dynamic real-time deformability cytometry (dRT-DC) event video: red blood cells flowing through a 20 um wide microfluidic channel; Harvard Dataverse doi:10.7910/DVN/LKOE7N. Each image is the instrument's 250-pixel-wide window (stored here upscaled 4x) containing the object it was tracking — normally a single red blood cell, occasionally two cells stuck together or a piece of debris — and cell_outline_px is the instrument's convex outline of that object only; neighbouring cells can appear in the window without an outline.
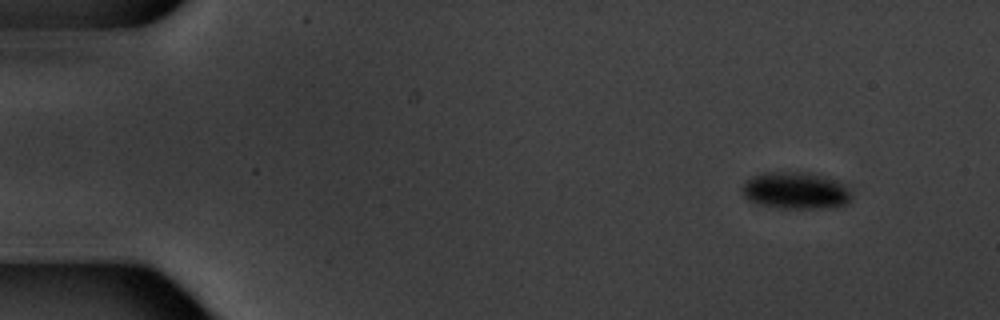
{"species": "common noctule bat (a hibernating species)", "species_latin": "Nyctalus noctula", "temperature_condition": "warm", "stored_images_in_passage": 7, "camera_frame_rate_fps": 3000, "um_per_image_px": 0.085, "animal": {"sex": "male", "body_mass_g": 20.1, "forearm_length_mm": 53.5}, "frame": {"image": 1, "passage_image": 2, "time_ms": 1.333, "image_size_px": [1000, 320], "cell_outline_px": [[852, 200], [848, 204], [836, 208], [772, 208], [756, 204], [748, 200], [744, 196], [740, 188], [752, 176], [764, 172], [808, 172], [836, 180], [848, 188], [852, 192]], "centroid_in_image_um": [67.64, 16.22], "position_along_channel_um": 17.4, "area_um2": 24.04}}
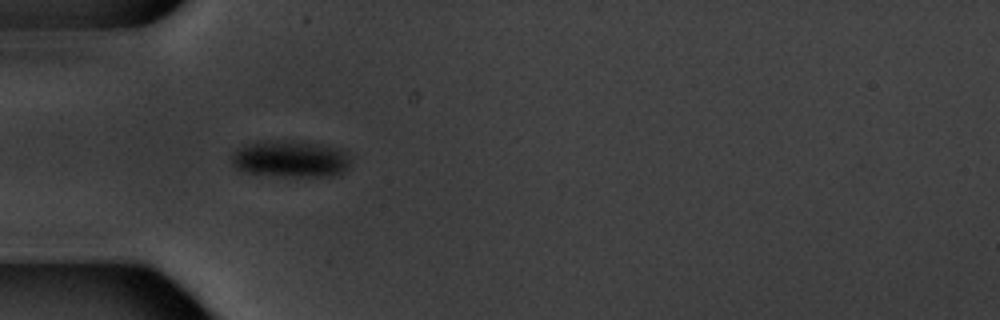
{"frame": {"image": 2, "passage_image": 5, "time_ms": 5.667, "image_size_px": [1000, 320], "cell_outline_px": [[352, 160], [348, 168], [332, 176], [284, 176], [240, 172], [232, 164], [232, 152], [236, 148], [248, 144], [264, 140], [292, 140], [320, 144], [344, 148], [348, 152]], "centroid_in_image_um": [24.71, 13.49], "position_along_channel_um": 60.3, "area_um2": 26.07}}
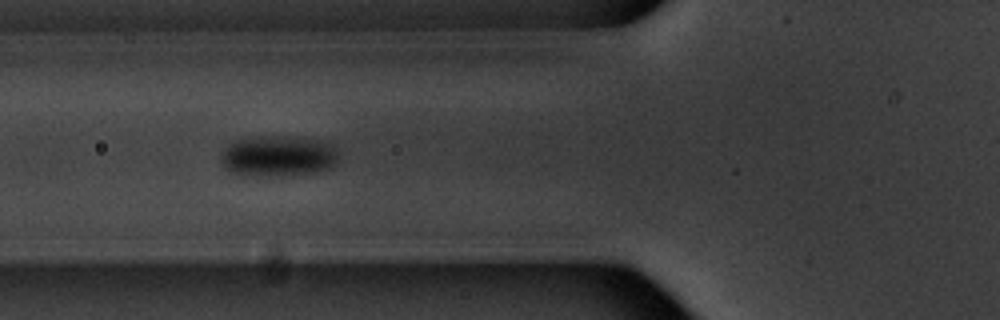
{"frame": {"image": 3, "passage_image": 6, "time_ms": 7.0, "image_size_px": [1000, 320], "cell_outline_px": [[336, 160], [328, 168], [312, 172], [292, 176], [244, 176], [232, 172], [224, 168], [224, 152], [228, 144], [232, 140], [276, 136], [284, 136], [328, 140], [336, 148]], "centroid_in_image_um": [23.67, 13.27], "position_along_channel_um": 102.1, "area_um2": 27.92}}